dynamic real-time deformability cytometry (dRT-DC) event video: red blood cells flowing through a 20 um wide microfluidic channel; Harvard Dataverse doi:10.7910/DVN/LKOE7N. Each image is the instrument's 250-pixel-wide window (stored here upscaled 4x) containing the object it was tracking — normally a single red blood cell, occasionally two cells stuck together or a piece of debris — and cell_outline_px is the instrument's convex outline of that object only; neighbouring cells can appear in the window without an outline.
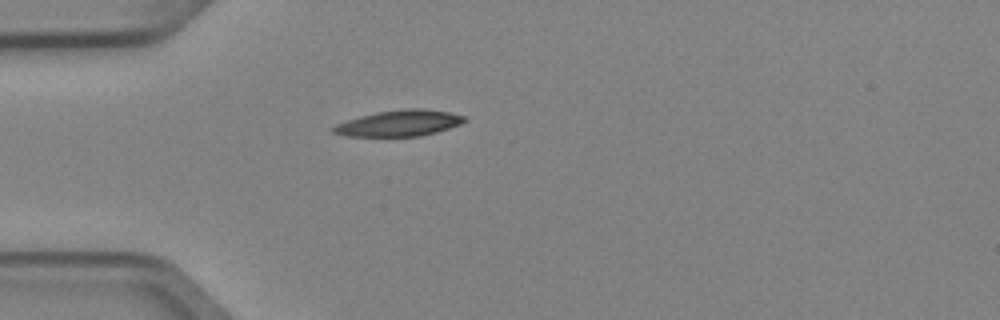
{"species": "Egyptian fruit bat (a non-hibernating species)", "species_latin": "Rousettus aegyptiacus", "temperature_condition": "cold", "stored_images_in_passage": 2, "camera_frame_rate_fps": 3000, "um_per_image_px": 0.085, "animal": {"sex": "female"}, "frame": {"image": 1, "passage_image": 2, "time_ms": 0.333, "image_size_px": [1000, 320], "cell_outline_px": [[468, 120], [460, 124], [436, 132], [420, 136], [348, 136], [332, 132], [328, 128], [336, 124], [360, 116], [376, 112], [404, 108], [424, 108], [448, 112], [468, 116]], "centroid_in_image_um": [33.95, 10.46], "position_along_channel_um": 51.1, "area_um2": 20.06}}